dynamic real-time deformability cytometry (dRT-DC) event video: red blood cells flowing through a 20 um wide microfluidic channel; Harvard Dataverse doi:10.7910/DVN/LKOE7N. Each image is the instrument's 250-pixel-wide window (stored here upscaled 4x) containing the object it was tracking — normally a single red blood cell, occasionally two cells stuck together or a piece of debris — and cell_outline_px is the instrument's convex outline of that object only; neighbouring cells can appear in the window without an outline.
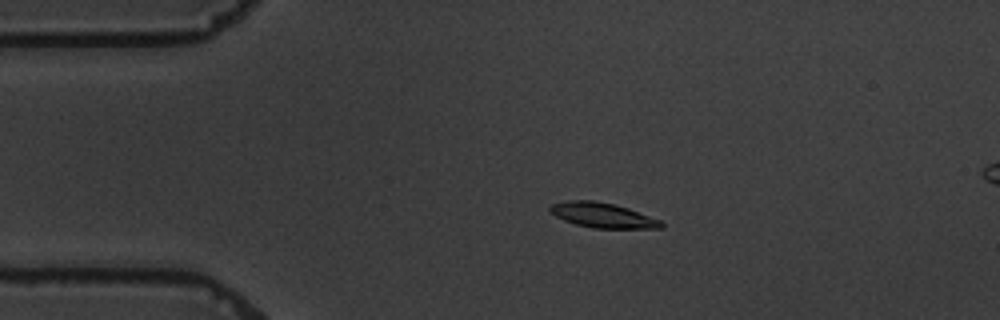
{"species": "common noctule bat (a hibernating species)", "species_latin": "Nyctalus noctula", "temperature_condition": "warm", "stored_images_in_passage": 9, "camera_frame_rate_fps": 3000, "um_per_image_px": 0.085, "animal": {"sex": "male", "body_mass_g": 19.5, "forearm_length_mm": 54.6}, "frame": {"image": 1, "passage_image": 3, "time_ms": 2.333, "image_size_px": [1000, 320], "cell_outline_px": [[664, 228], [592, 228], [576, 224], [564, 220], [556, 216], [548, 208], [552, 204], [568, 200], [592, 200], [616, 204], [628, 208], [660, 220], [664, 224]], "centroid_in_image_um": [51.23, 18.29], "position_along_channel_um": 33.8, "area_um2": 16.07}}
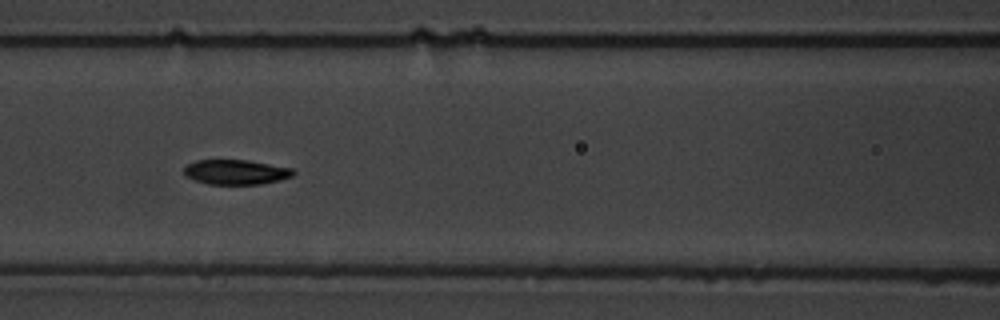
{"frame": {"image": 2, "passage_image": 7, "time_ms": 6.667, "image_size_px": [1000, 320], "cell_outline_px": [[296, 172], [292, 176], [280, 180], [260, 184], [208, 184], [184, 176], [184, 168], [188, 164], [196, 160], [248, 160], [292, 168]], "centroid_in_image_um": [20.05, 14.62], "position_along_channel_um": 146.5, "area_um2": 15.78}}
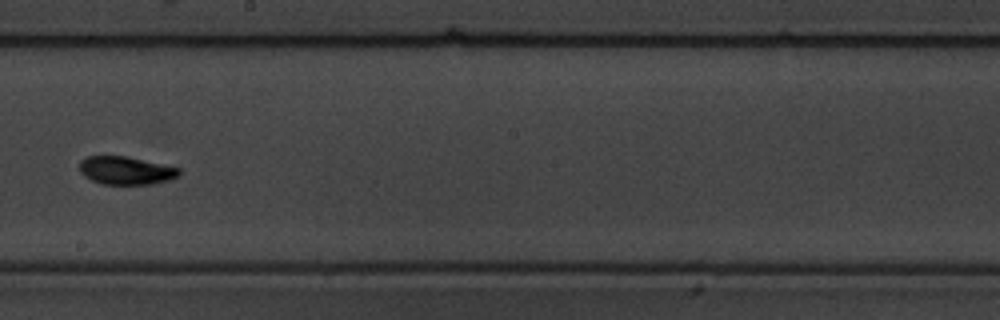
{"frame": {"image": 3, "passage_image": 9, "time_ms": 9.333, "image_size_px": [1000, 320], "cell_outline_px": [[180, 176], [168, 180], [152, 184], [100, 184], [84, 176], [80, 172], [80, 160], [88, 156], [128, 156], [180, 168]], "centroid_in_image_um": [10.71, 14.49], "position_along_channel_um": 237.5, "area_um2": 16.36}}